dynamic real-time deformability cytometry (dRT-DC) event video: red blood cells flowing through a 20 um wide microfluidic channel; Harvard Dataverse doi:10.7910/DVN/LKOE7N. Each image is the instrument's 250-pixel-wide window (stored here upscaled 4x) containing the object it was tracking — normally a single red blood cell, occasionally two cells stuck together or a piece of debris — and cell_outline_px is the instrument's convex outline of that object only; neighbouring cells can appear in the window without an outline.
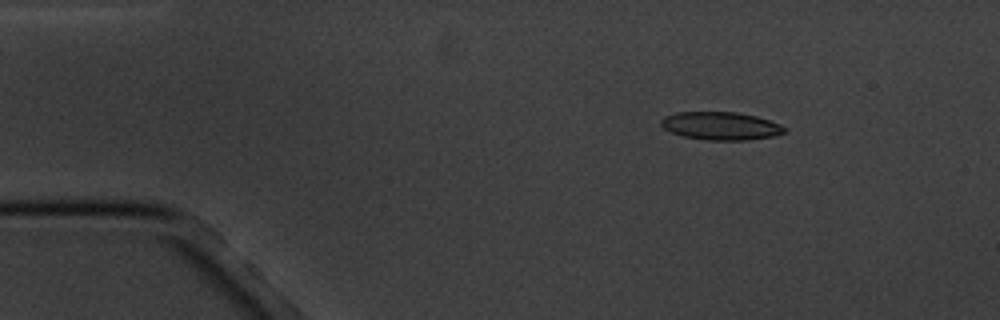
{"species": "common noctule bat (a hibernating species)", "species_latin": "Nyctalus noctula", "temperature_condition": "cold", "stored_images_in_passage": 4, "camera_frame_rate_fps": 3000, "um_per_image_px": 0.085, "animal": {"sex": "male", "body_mass_g": 20.1, "forearm_length_mm": 53.5}, "frame": {"image": 1, "passage_image": 2, "time_ms": 1.0, "image_size_px": [1000, 320], "cell_outline_px": [[788, 128], [784, 132], [772, 136], [748, 140], [708, 140], [684, 136], [672, 132], [664, 128], [660, 124], [660, 120], [664, 116], [676, 112], [736, 112], [756, 116], [780, 124]], "centroid_in_image_um": [61.26, 10.69], "position_along_channel_um": 23.7, "area_um2": 20.06}}